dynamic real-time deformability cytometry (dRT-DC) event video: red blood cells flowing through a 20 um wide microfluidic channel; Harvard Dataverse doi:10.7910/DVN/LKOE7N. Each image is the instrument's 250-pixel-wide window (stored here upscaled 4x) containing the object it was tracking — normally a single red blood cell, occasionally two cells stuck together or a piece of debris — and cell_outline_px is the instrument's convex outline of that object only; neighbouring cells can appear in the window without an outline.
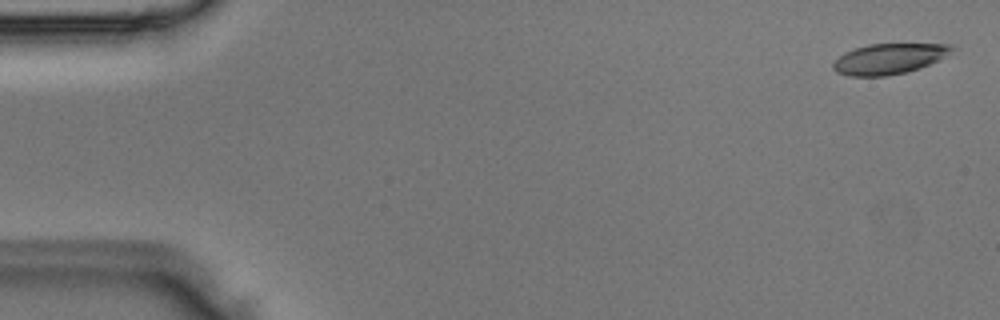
{"species": "Egyptian fruit bat (a non-hibernating species)", "species_latin": "Rousettus aegyptiacus", "temperature_condition": "room temperature", "stored_images_in_passage": 6, "camera_frame_rate_fps": 3000, "um_per_image_px": 0.085, "animal": {"sex": "male"}, "frame": {"image": 1, "passage_image": 1, "time_ms": 0.0, "image_size_px": [1000, 320], "cell_outline_px": [[956, 48], [948, 56], [940, 60], [920, 68], [908, 72], [888, 76], [848, 76], [836, 72], [832, 68], [832, 64], [844, 52], [868, 44], [952, 44]], "centroid_in_image_um": [75.61, 5.0], "position_along_channel_um": 9.4, "area_um2": 21.39}}
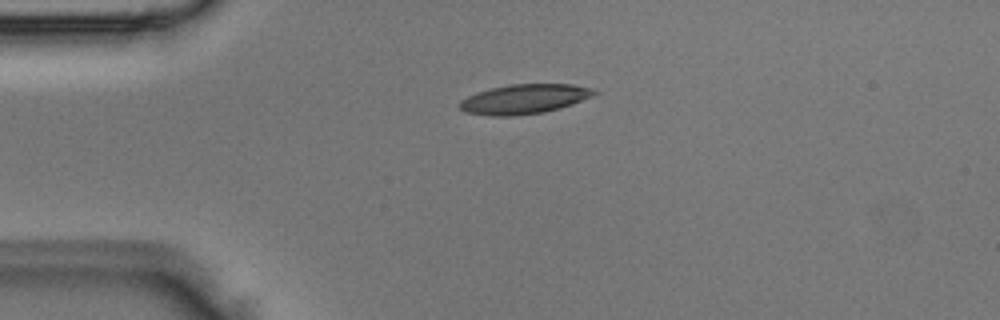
{"frame": {"image": 2, "passage_image": 4, "time_ms": 1.0, "image_size_px": [1000, 320], "cell_outline_px": [[600, 92], [592, 96], [572, 104], [560, 108], [544, 112], [512, 116], [492, 116], [464, 112], [456, 104], [460, 100], [476, 92], [492, 88], [512, 84], [572, 84], [596, 88]], "centroid_in_image_um": [44.57, 8.42], "position_along_channel_um": 40.4, "area_um2": 23.41}}
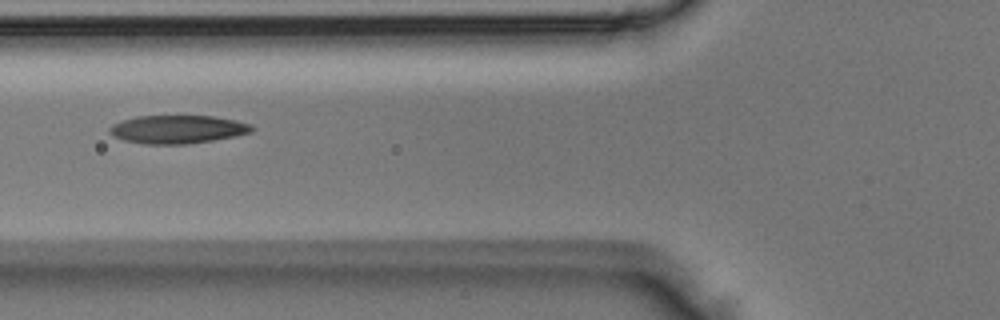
{"frame": {"image": 3, "passage_image": 6, "time_ms": 1.667, "image_size_px": [1000, 320], "cell_outline_px": [[256, 128], [252, 132], [236, 136], [188, 144], [144, 144], [124, 140], [116, 136], [108, 128], [112, 124], [136, 116], [212, 116], [236, 120], [252, 124]], "centroid_in_image_um": [15.16, 10.99], "position_along_channel_um": 110.6, "area_um2": 23.35}}